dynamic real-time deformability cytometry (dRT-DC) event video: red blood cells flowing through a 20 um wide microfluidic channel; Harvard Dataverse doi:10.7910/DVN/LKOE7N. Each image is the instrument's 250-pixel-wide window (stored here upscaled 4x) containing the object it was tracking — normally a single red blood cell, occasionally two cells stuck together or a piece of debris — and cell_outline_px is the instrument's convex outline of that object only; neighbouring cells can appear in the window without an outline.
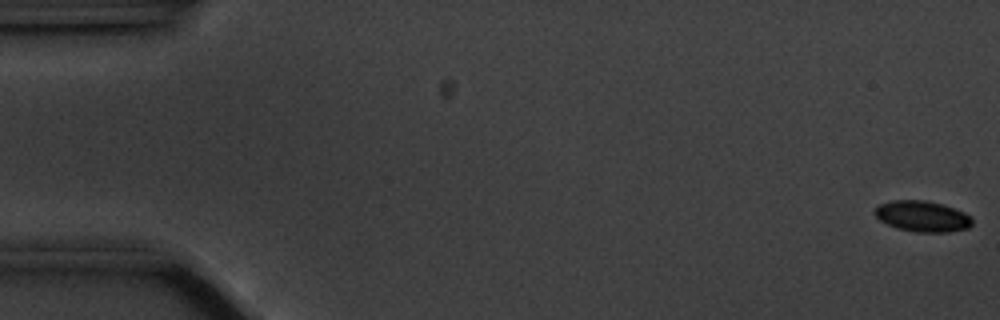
{"species": "common noctule bat (a hibernating species)", "species_latin": "Nyctalus noctula", "temperature_condition": "cold", "stored_images_in_passage": 57, "camera_frame_rate_fps": 3000, "um_per_image_px": 0.085, "animal": {"sex": "male", "body_mass_g": 20.1, "forearm_length_mm": 53.5}, "frame": {"image": 1, "passage_image": 1, "time_ms": 0.0, "image_size_px": [1000, 320], "cell_outline_px": [[972, 224], [968, 228], [948, 232], [916, 232], [896, 228], [880, 220], [872, 212], [880, 204], [892, 200], [924, 200], [944, 204], [964, 212], [972, 216]], "centroid_in_image_um": [78.41, 18.38], "position_along_channel_um": 6.6, "area_um2": 17.63}}
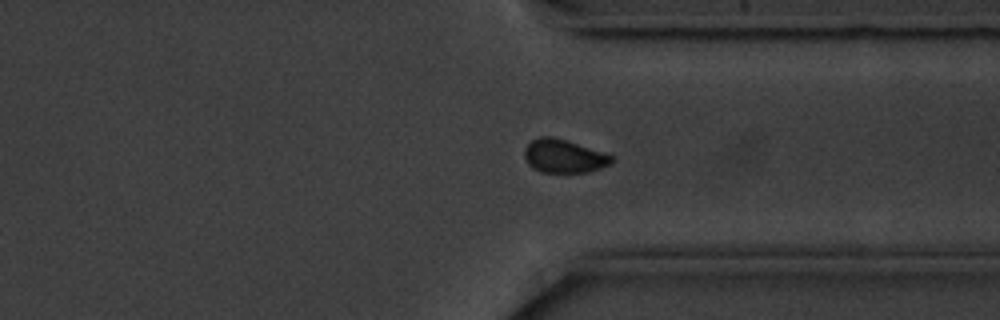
{"frame": {"image": 2, "passage_image": 43, "time_ms": 14.0, "image_size_px": [1000, 320], "cell_outline_px": [[612, 160], [608, 164], [600, 168], [588, 172], [540, 172], [532, 168], [528, 164], [524, 156], [524, 148], [532, 140], [540, 136], [552, 136], [612, 156]], "centroid_in_image_um": [47.84, 13.28], "position_along_channel_um": 363.6, "area_um2": 16.53}}
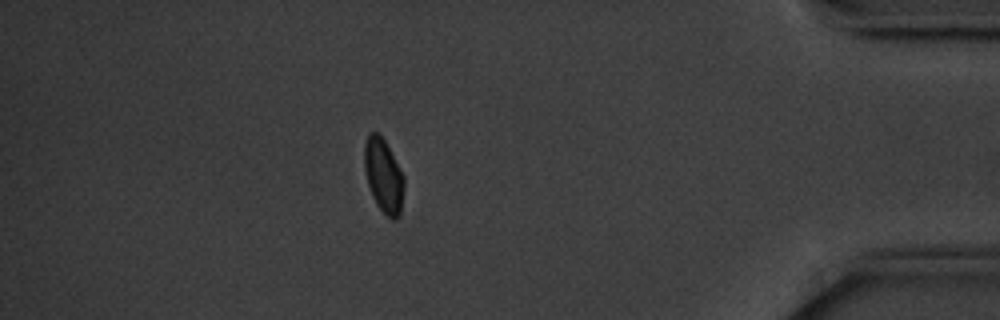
{"frame": {"image": 3, "passage_image": 50, "time_ms": 16.333, "image_size_px": [1000, 320], "cell_outline_px": [[404, 188], [400, 216], [396, 220], [392, 220], [376, 204], [372, 196], [368, 184], [364, 168], [364, 144], [368, 132], [380, 132], [404, 176]], "centroid_in_image_um": [32.59, 14.92], "position_along_channel_um": 402.6, "area_um2": 17.22}}